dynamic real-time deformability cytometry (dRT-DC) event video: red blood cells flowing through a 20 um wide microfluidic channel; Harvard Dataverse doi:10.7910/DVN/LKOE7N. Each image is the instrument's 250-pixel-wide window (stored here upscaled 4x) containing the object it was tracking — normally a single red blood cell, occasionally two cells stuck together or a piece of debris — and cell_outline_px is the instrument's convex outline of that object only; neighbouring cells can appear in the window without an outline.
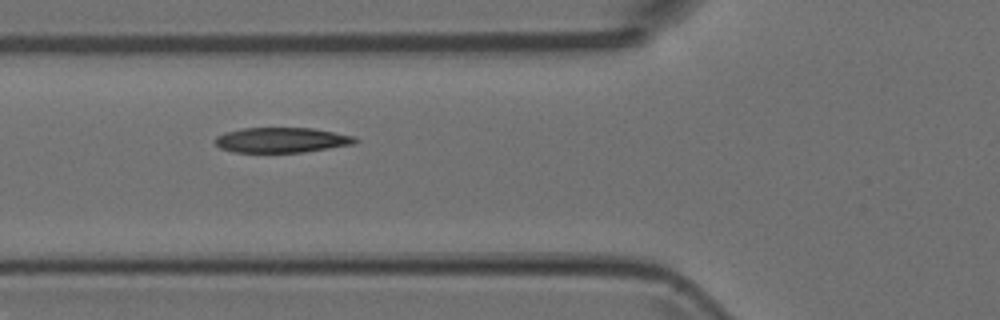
{"species": "Egyptian fruit bat (a non-hibernating species)", "species_latin": "Rousettus aegyptiacus", "temperature_condition": "room temperature", "stored_images_in_passage": 7, "camera_frame_rate_fps": 3000, "um_per_image_px": 0.085, "animal": {"sex": "female"}, "frame": {"image": 1, "passage_image": 5, "time_ms": 1.333, "image_size_px": [1000, 320], "cell_outline_px": [[360, 140], [356, 144], [304, 152], [236, 152], [220, 148], [212, 140], [216, 136], [224, 132], [244, 128], [312, 128], [356, 136]], "centroid_in_image_um": [23.96, 11.9], "position_along_channel_um": 101.8, "area_um2": 20.69}}
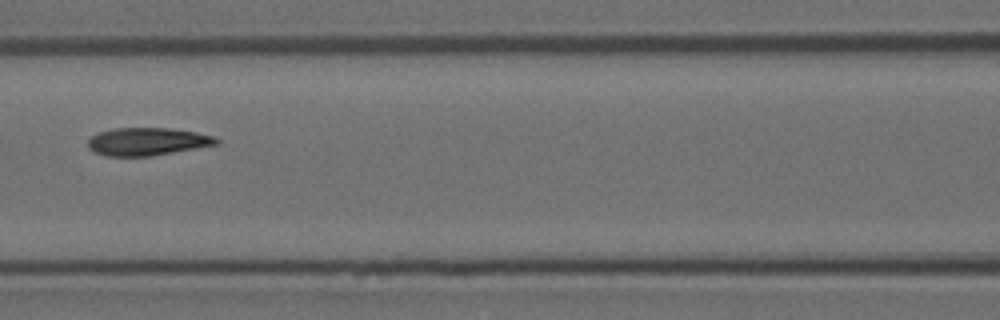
{"frame": {"image": 2, "passage_image": 6, "time_ms": 1.667, "image_size_px": [1000, 320], "cell_outline_px": [[220, 144], [152, 156], [104, 156], [92, 152], [88, 148], [88, 140], [92, 136], [100, 132], [116, 128], [172, 128], [196, 132], [216, 136], [220, 140]], "centroid_in_image_um": [12.55, 12.04], "position_along_channel_um": 154.0, "area_um2": 21.04}}
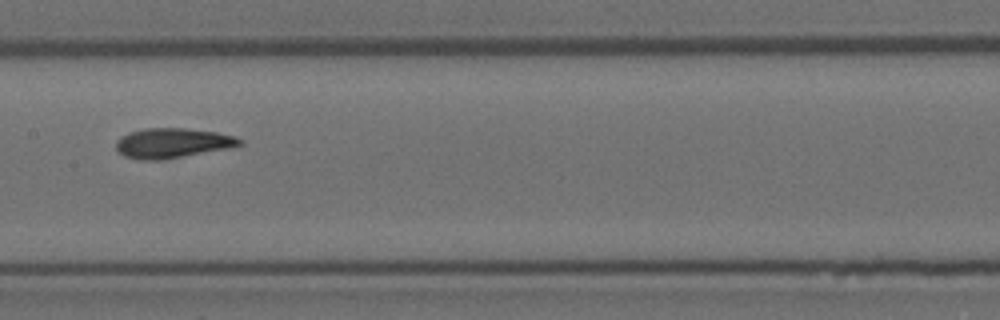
{"frame": {"image": 3, "passage_image": 7, "time_ms": 2.0, "image_size_px": [1000, 320], "cell_outline_px": [[244, 144], [228, 148], [160, 160], [140, 160], [124, 156], [116, 148], [116, 140], [120, 136], [128, 132], [144, 128], [184, 128], [216, 132], [232, 136], [244, 140]], "centroid_in_image_um": [14.62, 12.15], "position_along_channel_um": 192.8, "area_um2": 21.44}}